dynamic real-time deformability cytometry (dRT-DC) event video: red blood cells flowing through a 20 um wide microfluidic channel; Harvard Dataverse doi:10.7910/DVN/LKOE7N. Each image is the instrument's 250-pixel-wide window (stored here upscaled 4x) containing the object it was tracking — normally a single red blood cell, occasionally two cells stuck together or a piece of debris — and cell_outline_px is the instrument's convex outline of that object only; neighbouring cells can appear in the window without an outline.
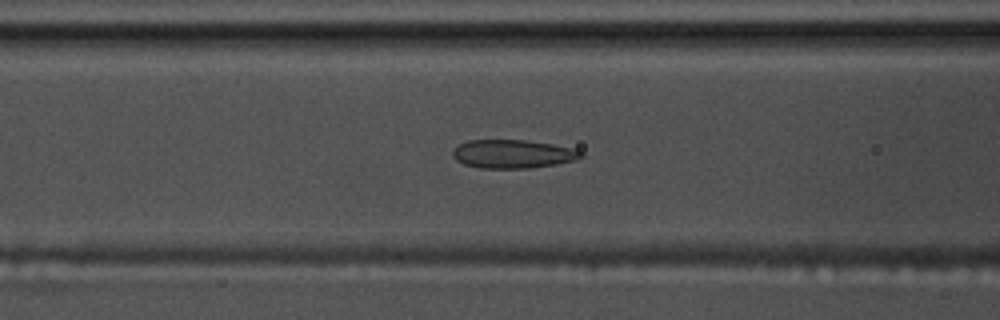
{"species": "common noctule bat (a hibernating species)", "species_latin": "Nyctalus noctula", "temperature_condition": "warm", "stored_images_in_passage": 43, "camera_frame_rate_fps": 3000, "um_per_image_px": 0.085, "animal": {"sex": "male", "body_mass_g": 17.5, "forearm_length_mm": 52.3}, "frame": {"image": 1, "passage_image": 20, "time_ms": 6.333, "image_size_px": [1000, 320], "cell_outline_px": [[584, 156], [576, 160], [556, 164], [528, 168], [480, 168], [464, 164], [456, 160], [452, 156], [452, 152], [460, 144], [468, 140], [524, 140], [552, 144], [572, 148], [584, 152]], "centroid_in_image_um": [43.61, 13.09], "position_along_channel_um": 123.0, "area_um2": 21.27}}
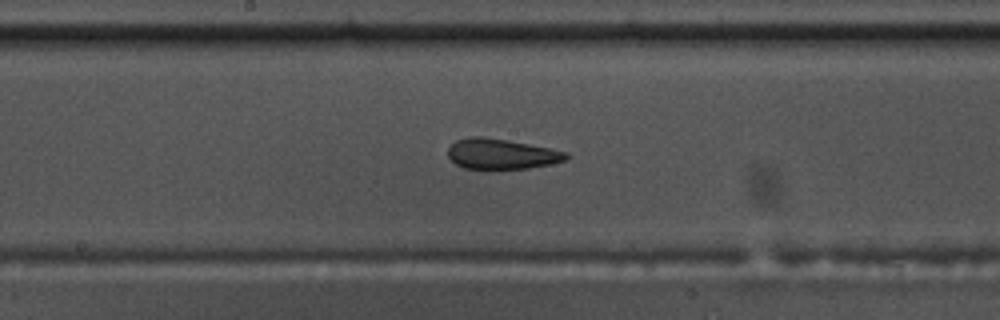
{"frame": {"image": 2, "passage_image": 27, "time_ms": 8.667, "image_size_px": [1000, 320], "cell_outline_px": [[568, 156], [564, 160], [548, 164], [528, 168], [464, 168], [456, 164], [448, 156], [448, 148], [456, 140], [472, 136], [480, 136], [528, 144], [568, 152]], "centroid_in_image_um": [42.58, 13.08], "position_along_channel_um": 205.6, "area_um2": 20.35}}
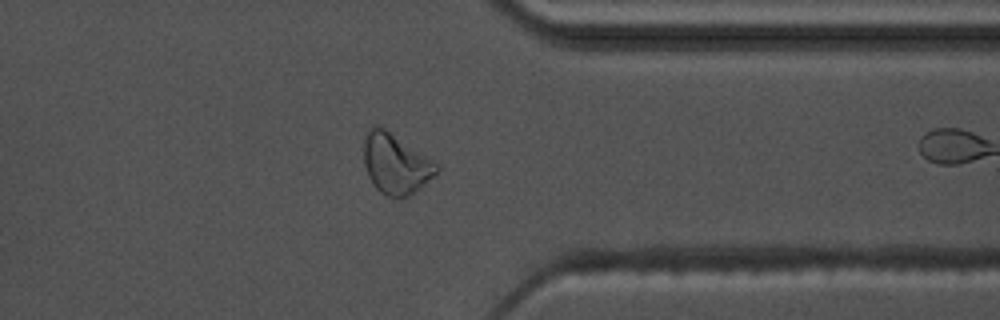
{"frame": {"image": 3, "passage_image": 42, "time_ms": 13.667, "image_size_px": [1000, 320], "cell_outline_px": [[440, 168], [432, 176], [408, 196], [388, 196], [380, 192], [376, 188], [368, 176], [364, 164], [364, 136], [368, 128], [372, 124], [380, 124], [436, 164]], "centroid_in_image_um": [33.54, 13.86], "position_along_channel_um": 377.9, "area_um2": 24.97}}